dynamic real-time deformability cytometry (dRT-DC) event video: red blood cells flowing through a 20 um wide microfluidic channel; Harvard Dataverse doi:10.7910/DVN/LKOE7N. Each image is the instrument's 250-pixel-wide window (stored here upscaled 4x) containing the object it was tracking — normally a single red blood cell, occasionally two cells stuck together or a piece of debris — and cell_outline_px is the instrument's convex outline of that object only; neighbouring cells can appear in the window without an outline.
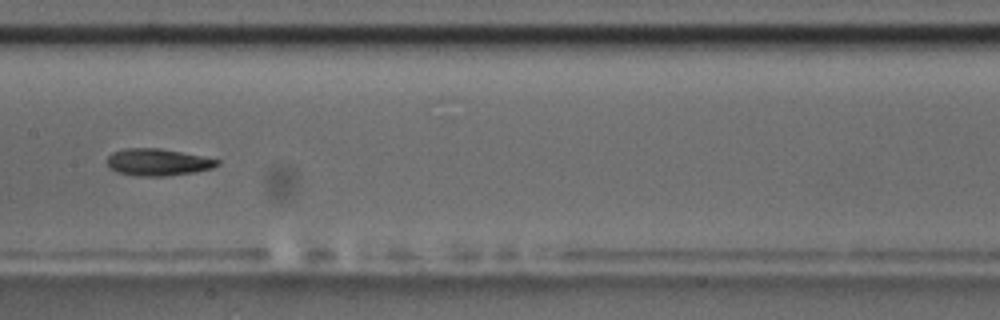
{"species": "common noctule bat (a hibernating species)", "species_latin": "Nyctalus noctula", "temperature_condition": "room temperature", "stored_images_in_passage": 8, "camera_frame_rate_fps": 3000, "um_per_image_px": 0.085, "animal": {"sex": "male", "body_mass_g": 17.5, "forearm_length_mm": 52.3}, "frame": {"image": 1, "passage_image": 7, "time_ms": 7.0, "image_size_px": [1000, 320], "cell_outline_px": [[220, 164], [212, 168], [196, 172], [164, 176], [136, 176], [116, 172], [108, 168], [108, 156], [112, 152], [124, 148], [160, 148], [220, 160]], "centroid_in_image_um": [13.38, 13.79], "position_along_channel_um": 194.0, "area_um2": 17.34}}